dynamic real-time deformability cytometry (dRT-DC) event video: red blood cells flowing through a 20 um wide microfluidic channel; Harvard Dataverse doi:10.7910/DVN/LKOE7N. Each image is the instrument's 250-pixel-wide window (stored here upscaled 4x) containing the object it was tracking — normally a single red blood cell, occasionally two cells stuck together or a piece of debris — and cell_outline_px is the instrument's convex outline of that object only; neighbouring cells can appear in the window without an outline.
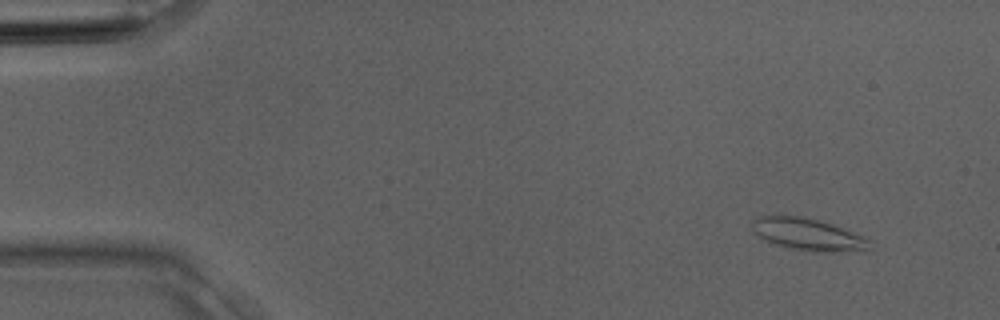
{"species": "Egyptian fruit bat (a non-hibernating species)", "species_latin": "Rousettus aegyptiacus", "temperature_condition": "room temperature", "stored_images_in_passage": 3, "camera_frame_rate_fps": 3000, "um_per_image_px": 0.085, "animal": {"sex": "male"}, "frame": {"image": 1, "passage_image": 1, "time_ms": 0.0, "image_size_px": [1000, 320], "cell_outline_px": [[868, 252], [816, 252], [788, 248], [776, 244], [760, 236], [752, 228], [752, 216], [800, 216], [832, 224], [860, 236], [868, 240]], "centroid_in_image_um": [68.67, 19.94], "position_along_channel_um": 16.3, "area_um2": 21.68}}